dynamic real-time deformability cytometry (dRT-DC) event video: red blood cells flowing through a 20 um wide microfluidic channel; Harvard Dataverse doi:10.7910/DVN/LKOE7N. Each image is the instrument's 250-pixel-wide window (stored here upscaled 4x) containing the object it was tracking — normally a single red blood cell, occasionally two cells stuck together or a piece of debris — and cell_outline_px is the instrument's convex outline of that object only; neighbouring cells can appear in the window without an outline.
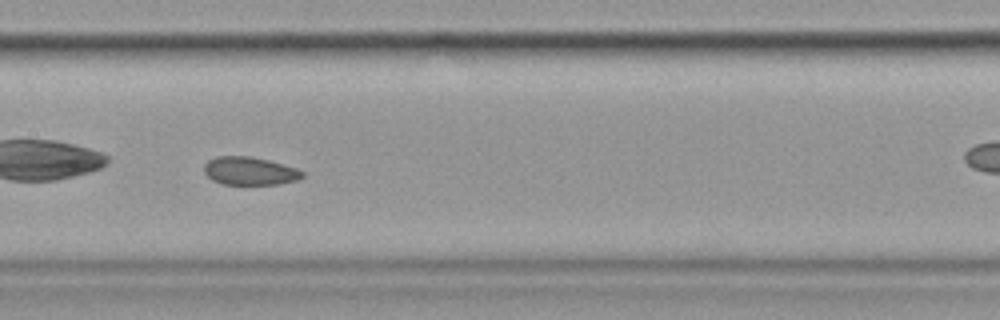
{"species": "common noctule bat (a hibernating species)", "species_latin": "Nyctalus noctula", "temperature_condition": "cold", "stored_images_in_passage": 33, "camera_frame_rate_fps": 3000, "um_per_image_px": 0.085, "animal": {"sex": "female", "body_mass_g": 19.9}, "frame": {"image": 1, "passage_image": 10, "time_ms": 3.0, "image_size_px": [1000, 320], "cell_outline_px": [[304, 176], [296, 180], [280, 184], [224, 184], [212, 180], [204, 172], [204, 164], [208, 160], [216, 156], [252, 156], [284, 164], [296, 168], [304, 172]], "centroid_in_image_um": [21.22, 14.52], "position_along_channel_um": 186.2, "area_um2": 16.13}}